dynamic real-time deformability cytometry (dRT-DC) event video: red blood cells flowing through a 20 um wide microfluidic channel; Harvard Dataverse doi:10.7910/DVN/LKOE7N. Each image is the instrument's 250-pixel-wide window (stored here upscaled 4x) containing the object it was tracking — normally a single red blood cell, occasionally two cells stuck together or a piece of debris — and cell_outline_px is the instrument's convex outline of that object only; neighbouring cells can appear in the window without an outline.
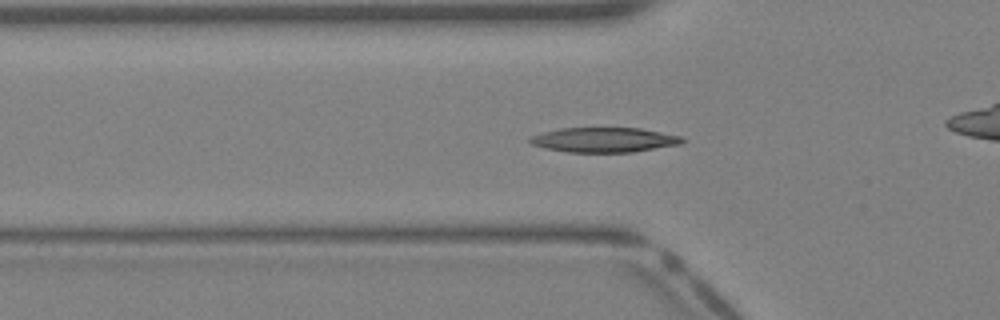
{"species": "Egyptian fruit bat (a non-hibernating species)", "species_latin": "Rousettus aegyptiacus", "temperature_condition": "warm", "stored_images_in_passage": 34, "camera_frame_rate_fps": 3000, "um_per_image_px": 0.085, "animal": {"sex": "female"}, "frame": {"image": 1, "passage_image": 13, "time_ms": 4.0, "image_size_px": [1000, 320], "cell_outline_px": [[684, 140], [680, 144], [632, 152], [568, 152], [544, 148], [532, 144], [528, 140], [532, 136], [540, 132], [560, 128], [640, 128], [684, 136]], "centroid_in_image_um": [51.34, 11.88], "position_along_channel_um": 74.5, "area_um2": 22.02}}
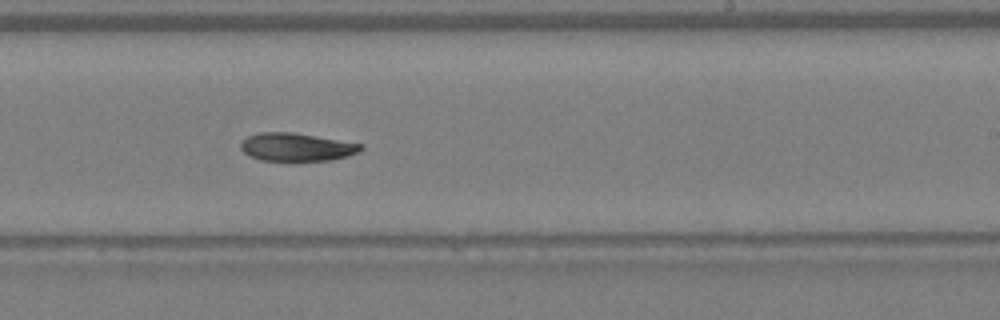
{"frame": {"image": 2, "passage_image": 24, "time_ms": 7.667, "image_size_px": [1000, 320], "cell_outline_px": [[364, 148], [360, 152], [348, 156], [332, 160], [260, 160], [248, 156], [240, 148], [240, 144], [248, 136], [260, 132], [292, 132], [364, 144]], "centroid_in_image_um": [25.23, 12.5], "position_along_channel_um": 263.8, "area_um2": 19.65}}
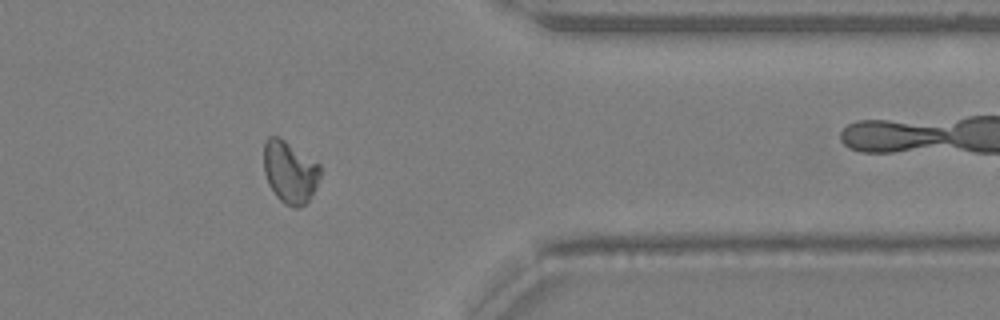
{"frame": {"image": 3, "passage_image": 32, "time_ms": 10.333, "image_size_px": [1000, 320], "cell_outline_px": [[320, 176], [316, 188], [308, 200], [304, 204], [296, 208], [292, 208], [284, 204], [276, 196], [268, 184], [264, 172], [264, 140], [268, 136], [280, 136], [320, 164]], "centroid_in_image_um": [24.63, 14.6], "position_along_channel_um": 386.8, "area_um2": 20.69}}